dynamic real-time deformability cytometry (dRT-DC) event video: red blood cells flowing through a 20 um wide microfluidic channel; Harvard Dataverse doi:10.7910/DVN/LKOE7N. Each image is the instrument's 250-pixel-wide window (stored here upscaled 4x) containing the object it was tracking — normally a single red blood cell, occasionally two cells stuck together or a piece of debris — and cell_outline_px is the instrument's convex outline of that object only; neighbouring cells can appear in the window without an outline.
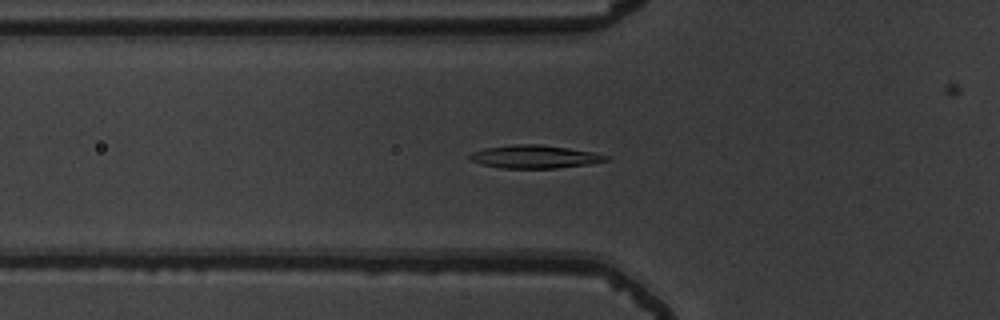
{"species": "common noctule bat (a hibernating species)", "species_latin": "Nyctalus noctula", "temperature_condition": "warm", "stored_images_in_passage": 44, "camera_frame_rate_fps": 3000, "um_per_image_px": 0.085, "animal": {"sex": "male", "body_mass_g": 19.5, "forearm_length_mm": 54.6}, "frame": {"image": 1, "passage_image": 12, "time_ms": 3.667, "image_size_px": [1000, 320], "cell_outline_px": [[612, 160], [588, 164], [556, 168], [504, 168], [480, 164], [472, 160], [468, 156], [472, 152], [484, 148], [516, 144], [540, 144], [568, 148], [592, 152], [608, 156]], "centroid_in_image_um": [45.45, 13.32], "position_along_channel_um": 80.3, "area_um2": 18.21}}
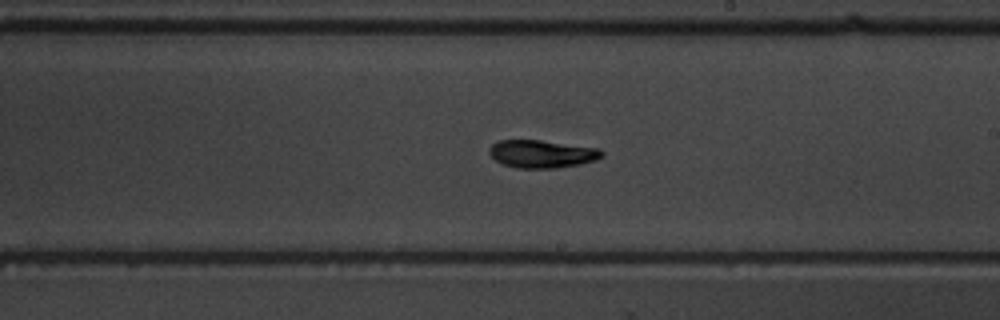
{"frame": {"image": 2, "passage_image": 25, "time_ms": 8.0, "image_size_px": [1000, 320], "cell_outline_px": [[604, 156], [596, 160], [580, 164], [556, 168], [516, 168], [500, 164], [488, 152], [488, 148], [492, 144], [500, 140], [540, 140], [600, 148], [604, 152]], "centroid_in_image_um": [46.07, 13.08], "position_along_channel_um": 242.9, "area_um2": 18.44}}
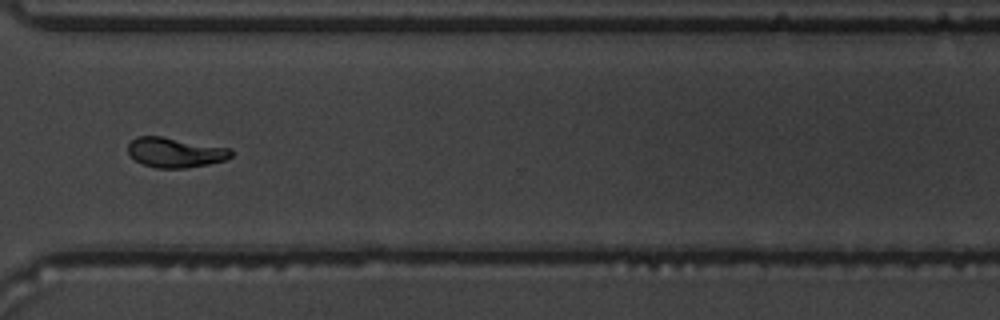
{"frame": {"image": 3, "passage_image": 34, "time_ms": 11.0, "image_size_px": [1000, 320], "cell_outline_px": [[232, 156], [224, 160], [208, 164], [188, 168], [156, 168], [144, 164], [136, 160], [128, 152], [128, 144], [136, 136], [164, 136], [232, 148]], "centroid_in_image_um": [14.92, 12.94], "position_along_channel_um": 355.7, "area_um2": 18.09}, "authors_computed_cell_mechanics": {"area_um2": 18.0336, "velocity_mm_per_s": 3.7518, "shape_relaxation_time_tau1_ms": 5.7426, "shape_relaxation_time_tau2_ms": 3.1934, "deformation_change_tau1": 0.1888, "deformation_change_tau2": 0.0757}}